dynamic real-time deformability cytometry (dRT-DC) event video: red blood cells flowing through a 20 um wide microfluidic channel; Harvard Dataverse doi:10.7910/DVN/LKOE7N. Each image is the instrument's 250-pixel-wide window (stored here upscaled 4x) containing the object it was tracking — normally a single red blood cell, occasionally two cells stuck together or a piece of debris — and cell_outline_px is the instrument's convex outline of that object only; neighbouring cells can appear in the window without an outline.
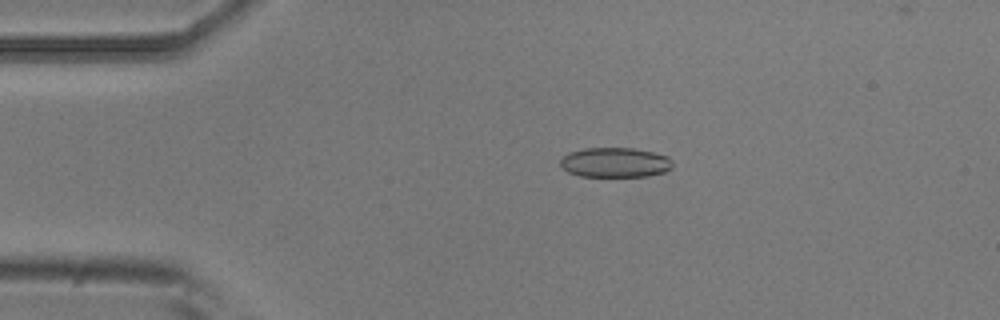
{"species": "common noctule bat (a hibernating species)", "species_latin": "Nyctalus noctula", "temperature_condition": "room temperature", "stored_images_in_passage": 4, "camera_frame_rate_fps": 3000, "um_per_image_px": 0.085, "animal": {"sex": "male", "body_mass_g": 20.5, "forearm_length_mm": 52.5}, "frame": {"image": 1, "passage_image": 2, "time_ms": 0.333, "image_size_px": [1000, 320], "cell_outline_px": [[672, 168], [664, 172], [648, 176], [580, 176], [568, 172], [560, 168], [560, 160], [568, 152], [584, 148], [636, 148], [668, 156], [672, 160]], "centroid_in_image_um": [52.27, 13.8], "position_along_channel_um": 32.7, "area_um2": 19.65}}